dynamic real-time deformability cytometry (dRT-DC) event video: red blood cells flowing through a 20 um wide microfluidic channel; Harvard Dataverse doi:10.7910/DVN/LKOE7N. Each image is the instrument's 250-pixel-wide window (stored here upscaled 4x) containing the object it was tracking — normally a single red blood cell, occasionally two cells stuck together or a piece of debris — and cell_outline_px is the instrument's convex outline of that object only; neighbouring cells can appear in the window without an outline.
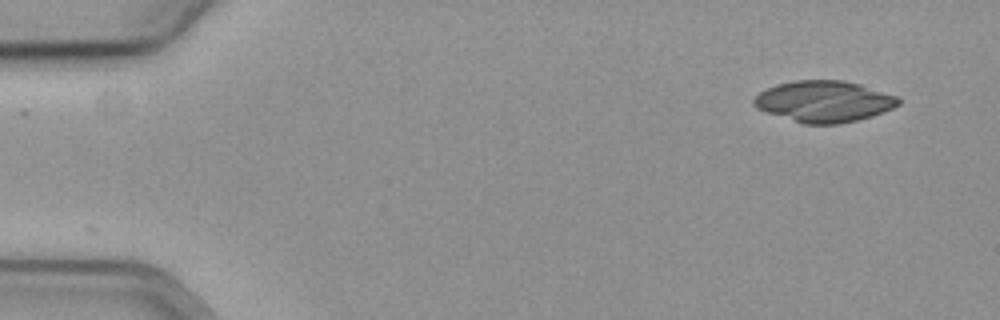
{"species": "common noctule bat (a hibernating species)", "species_latin": "Nyctalus noctula", "temperature_condition": "cold", "stored_images_in_passage": 55, "segment_of_instrument_passage": [1, 2], "camera_frame_rate_fps": 3000, "um_per_image_px": 0.085, "animal": {"sex": "female", "body_mass_g": 19.3, "forearm_length_mm": 54.1}, "frame": {"image": 1, "passage_image": 1, "time_ms": 0.0, "image_size_px": [1000, 320], "cell_outline_px": [[900, 104], [884, 112], [872, 116], [856, 120], [836, 124], [804, 124], [756, 108], [752, 104], [752, 100], [760, 92], [776, 84], [796, 80], [844, 80], [860, 84], [900, 96]], "centroid_in_image_um": [70.07, 8.61], "position_along_channel_um": 14.9, "area_um2": 34.8}}